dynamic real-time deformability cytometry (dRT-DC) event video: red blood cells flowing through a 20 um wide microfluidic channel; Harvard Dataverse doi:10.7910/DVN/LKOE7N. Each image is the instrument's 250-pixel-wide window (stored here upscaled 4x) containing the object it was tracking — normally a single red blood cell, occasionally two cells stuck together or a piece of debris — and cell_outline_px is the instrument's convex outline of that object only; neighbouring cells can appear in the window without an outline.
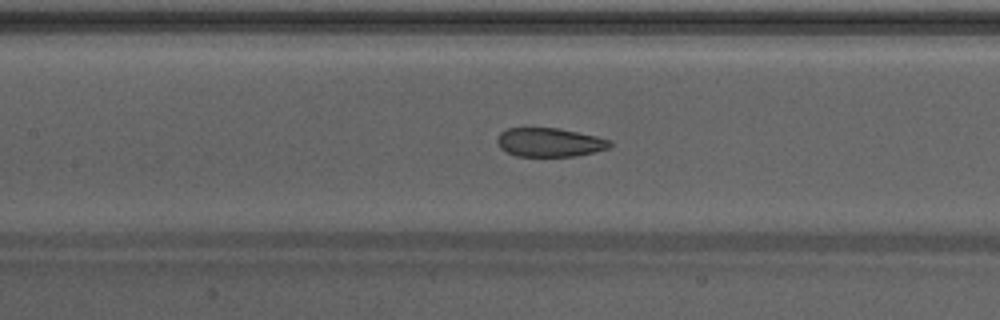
{"species": "Egyptian fruit bat (a non-hibernating species)", "species_latin": "Rousettus aegyptiacus", "temperature_condition": "warm", "stored_images_in_passage": 47, "camera_frame_rate_fps": 3000, "um_per_image_px": 0.085, "animal": {"sex": "male"}, "frame": {"image": 1, "passage_image": 21, "time_ms": 6.667, "image_size_px": [1000, 320], "cell_outline_px": [[612, 144], [608, 148], [576, 156], [516, 156], [500, 148], [496, 140], [500, 132], [508, 128], [556, 128], [596, 136], [608, 140]], "centroid_in_image_um": [46.67, 12.1], "position_along_channel_um": 160.7, "area_um2": 18.67}, "authors_computed_cell_mechanics": {"area_um2": 21.4438, "velocity_mm_per_s": 4.2763, "shape_relaxation_time_tau1_ms": null, "shape_relaxation_time_tau2_ms": 0.8707, "deformation_change_tau1": null, "deformation_change_tau2": 0.0588}}